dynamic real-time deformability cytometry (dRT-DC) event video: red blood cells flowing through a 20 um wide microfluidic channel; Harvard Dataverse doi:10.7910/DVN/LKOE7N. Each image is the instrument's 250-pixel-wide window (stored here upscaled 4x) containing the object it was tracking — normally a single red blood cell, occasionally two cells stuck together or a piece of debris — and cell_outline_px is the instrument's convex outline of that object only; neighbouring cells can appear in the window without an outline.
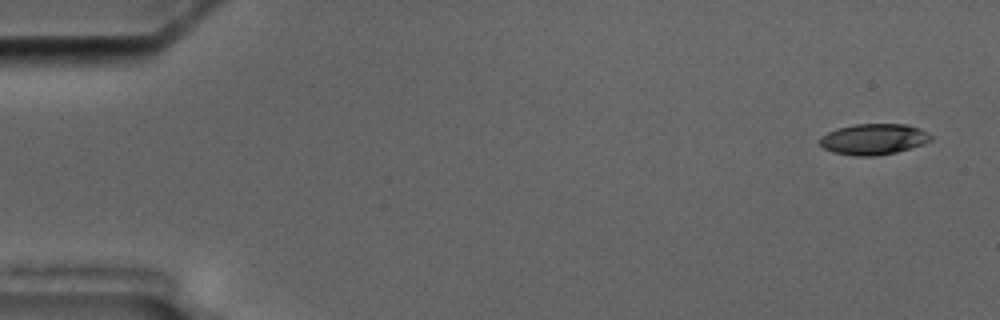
{"species": "common noctule bat (a hibernating species)", "species_latin": "Nyctalus noctula", "temperature_condition": "cold", "stored_images_in_passage": 4, "camera_frame_rate_fps": 3000, "um_per_image_px": 0.085, "animal": {"sex": "male", "body_mass_g": 17.5, "forearm_length_mm": 52.3}, "frame": {"image": 1, "passage_image": 1, "time_ms": 0.0, "image_size_px": [1000, 320], "cell_outline_px": [[932, 140], [924, 144], [896, 152], [876, 156], [852, 156], [832, 152], [824, 148], [816, 140], [820, 136], [836, 128], [856, 124], [908, 124], [920, 128], [932, 136]], "centroid_in_image_um": [74.23, 11.83], "position_along_channel_um": 10.8, "area_um2": 20.29}}